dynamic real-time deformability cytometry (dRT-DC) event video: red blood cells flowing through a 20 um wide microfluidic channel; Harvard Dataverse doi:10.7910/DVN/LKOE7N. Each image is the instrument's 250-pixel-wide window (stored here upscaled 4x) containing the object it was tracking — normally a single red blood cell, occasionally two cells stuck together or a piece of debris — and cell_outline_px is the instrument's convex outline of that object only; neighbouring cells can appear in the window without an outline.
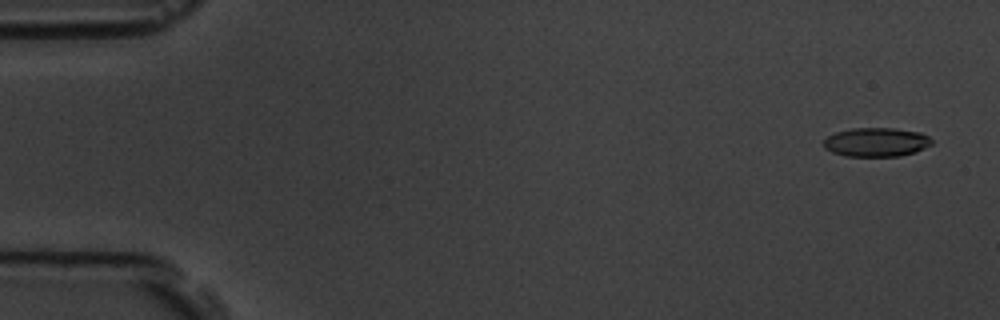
{"species": "common noctule bat (a hibernating species)", "species_latin": "Nyctalus noctula", "temperature_condition": "room temperature", "stored_images_in_passage": 5, "segment_of_instrument_passage": [2, 2], "camera_frame_rate_fps": 3000, "um_per_image_px": 0.085, "animal": {"sex": "male", "body_mass_g": 19.5, "forearm_length_mm": 54.6}, "frame": {"image": 1, "passage_image": 5, "time_ms": 5.333, "image_size_px": [1000, 320], "cell_outline_px": [[932, 144], [916, 152], [900, 156], [844, 156], [832, 152], [824, 148], [824, 140], [828, 136], [836, 132], [852, 128], [892, 128], [920, 132], [928, 136], [932, 140]], "centroid_in_image_um": [74.48, 12.08], "position_along_channel_um": 10.5, "area_um2": 18.26}}